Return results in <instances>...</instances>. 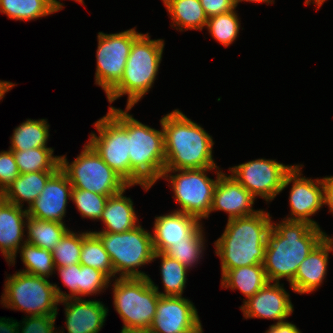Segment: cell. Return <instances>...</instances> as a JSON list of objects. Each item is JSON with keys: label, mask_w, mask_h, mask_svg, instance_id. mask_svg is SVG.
Instances as JSON below:
<instances>
[{"label": "cell", "mask_w": 333, "mask_h": 333, "mask_svg": "<svg viewBox=\"0 0 333 333\" xmlns=\"http://www.w3.org/2000/svg\"><path fill=\"white\" fill-rule=\"evenodd\" d=\"M321 229L303 221H272L263 263L268 281L280 283L284 278L290 284L299 265L327 235Z\"/></svg>", "instance_id": "1"}, {"label": "cell", "mask_w": 333, "mask_h": 333, "mask_svg": "<svg viewBox=\"0 0 333 333\" xmlns=\"http://www.w3.org/2000/svg\"><path fill=\"white\" fill-rule=\"evenodd\" d=\"M272 216L264 209L227 220L221 236L215 240V254L221 261V277L229 270L263 264Z\"/></svg>", "instance_id": "2"}, {"label": "cell", "mask_w": 333, "mask_h": 333, "mask_svg": "<svg viewBox=\"0 0 333 333\" xmlns=\"http://www.w3.org/2000/svg\"><path fill=\"white\" fill-rule=\"evenodd\" d=\"M164 133V169L219 168L213 158V137L181 110L160 119Z\"/></svg>", "instance_id": "3"}, {"label": "cell", "mask_w": 333, "mask_h": 333, "mask_svg": "<svg viewBox=\"0 0 333 333\" xmlns=\"http://www.w3.org/2000/svg\"><path fill=\"white\" fill-rule=\"evenodd\" d=\"M164 39L141 33L131 46L123 77L106 95L110 104L127 95L126 107H134L153 87L162 61Z\"/></svg>", "instance_id": "4"}, {"label": "cell", "mask_w": 333, "mask_h": 333, "mask_svg": "<svg viewBox=\"0 0 333 333\" xmlns=\"http://www.w3.org/2000/svg\"><path fill=\"white\" fill-rule=\"evenodd\" d=\"M131 109L132 107H125V110H122L110 105L108 113L93 125L99 135L91 132L87 143L129 185H140L148 191L151 187L143 185L130 172L128 112Z\"/></svg>", "instance_id": "5"}, {"label": "cell", "mask_w": 333, "mask_h": 333, "mask_svg": "<svg viewBox=\"0 0 333 333\" xmlns=\"http://www.w3.org/2000/svg\"><path fill=\"white\" fill-rule=\"evenodd\" d=\"M110 255L115 278H145L139 270L152 263L155 254L152 234L140 224L122 233L93 232ZM116 274L119 276H116Z\"/></svg>", "instance_id": "6"}, {"label": "cell", "mask_w": 333, "mask_h": 333, "mask_svg": "<svg viewBox=\"0 0 333 333\" xmlns=\"http://www.w3.org/2000/svg\"><path fill=\"white\" fill-rule=\"evenodd\" d=\"M209 171H215L216 179L207 176ZM222 173L221 168L164 169L161 179L168 181L172 197L180 206L174 211L193 215L202 222L210 217L214 189Z\"/></svg>", "instance_id": "7"}, {"label": "cell", "mask_w": 333, "mask_h": 333, "mask_svg": "<svg viewBox=\"0 0 333 333\" xmlns=\"http://www.w3.org/2000/svg\"><path fill=\"white\" fill-rule=\"evenodd\" d=\"M130 172L143 184L152 187L165 167L164 133L143 124L128 113Z\"/></svg>", "instance_id": "8"}, {"label": "cell", "mask_w": 333, "mask_h": 333, "mask_svg": "<svg viewBox=\"0 0 333 333\" xmlns=\"http://www.w3.org/2000/svg\"><path fill=\"white\" fill-rule=\"evenodd\" d=\"M0 303L26 316L57 315L59 299L53 282L46 277L15 271L6 276Z\"/></svg>", "instance_id": "9"}, {"label": "cell", "mask_w": 333, "mask_h": 333, "mask_svg": "<svg viewBox=\"0 0 333 333\" xmlns=\"http://www.w3.org/2000/svg\"><path fill=\"white\" fill-rule=\"evenodd\" d=\"M60 168L68 176L73 188L110 197L132 187L111 169L87 142L71 163L66 155H61Z\"/></svg>", "instance_id": "10"}, {"label": "cell", "mask_w": 333, "mask_h": 333, "mask_svg": "<svg viewBox=\"0 0 333 333\" xmlns=\"http://www.w3.org/2000/svg\"><path fill=\"white\" fill-rule=\"evenodd\" d=\"M109 286L113 287L114 310L122 319L123 327L150 328L160 295L148 277L115 278Z\"/></svg>", "instance_id": "11"}, {"label": "cell", "mask_w": 333, "mask_h": 333, "mask_svg": "<svg viewBox=\"0 0 333 333\" xmlns=\"http://www.w3.org/2000/svg\"><path fill=\"white\" fill-rule=\"evenodd\" d=\"M141 34L135 28L119 33L98 32L95 85L107 95L121 80L133 41Z\"/></svg>", "instance_id": "12"}, {"label": "cell", "mask_w": 333, "mask_h": 333, "mask_svg": "<svg viewBox=\"0 0 333 333\" xmlns=\"http://www.w3.org/2000/svg\"><path fill=\"white\" fill-rule=\"evenodd\" d=\"M293 166L276 159L258 158L229 167V171L255 198L259 196L268 204L281 193L285 175Z\"/></svg>", "instance_id": "13"}, {"label": "cell", "mask_w": 333, "mask_h": 333, "mask_svg": "<svg viewBox=\"0 0 333 333\" xmlns=\"http://www.w3.org/2000/svg\"><path fill=\"white\" fill-rule=\"evenodd\" d=\"M303 164H294L285 175L281 192L291 185L289 192L290 215L284 219L289 221L308 222L320 227L318 222L311 219L324 206L322 178L311 179L302 174Z\"/></svg>", "instance_id": "14"}, {"label": "cell", "mask_w": 333, "mask_h": 333, "mask_svg": "<svg viewBox=\"0 0 333 333\" xmlns=\"http://www.w3.org/2000/svg\"><path fill=\"white\" fill-rule=\"evenodd\" d=\"M152 333H204L197 308L183 296H160Z\"/></svg>", "instance_id": "15"}, {"label": "cell", "mask_w": 333, "mask_h": 333, "mask_svg": "<svg viewBox=\"0 0 333 333\" xmlns=\"http://www.w3.org/2000/svg\"><path fill=\"white\" fill-rule=\"evenodd\" d=\"M72 185L59 168L47 181L38 198L27 208L28 216L65 224L68 200L72 199Z\"/></svg>", "instance_id": "16"}, {"label": "cell", "mask_w": 333, "mask_h": 333, "mask_svg": "<svg viewBox=\"0 0 333 333\" xmlns=\"http://www.w3.org/2000/svg\"><path fill=\"white\" fill-rule=\"evenodd\" d=\"M290 294L284 283L268 282L256 294L243 302L239 308L245 319H270L281 323L286 321L294 311Z\"/></svg>", "instance_id": "17"}, {"label": "cell", "mask_w": 333, "mask_h": 333, "mask_svg": "<svg viewBox=\"0 0 333 333\" xmlns=\"http://www.w3.org/2000/svg\"><path fill=\"white\" fill-rule=\"evenodd\" d=\"M64 305L65 327L67 333H99L105 325L108 307L100 300L70 298L59 301ZM59 328L58 333H63ZM65 333V332H64Z\"/></svg>", "instance_id": "18"}, {"label": "cell", "mask_w": 333, "mask_h": 333, "mask_svg": "<svg viewBox=\"0 0 333 333\" xmlns=\"http://www.w3.org/2000/svg\"><path fill=\"white\" fill-rule=\"evenodd\" d=\"M256 198L244 188L233 176L222 173L215 186L210 214L214 211H224L228 220L250 216L259 210H254Z\"/></svg>", "instance_id": "19"}, {"label": "cell", "mask_w": 333, "mask_h": 333, "mask_svg": "<svg viewBox=\"0 0 333 333\" xmlns=\"http://www.w3.org/2000/svg\"><path fill=\"white\" fill-rule=\"evenodd\" d=\"M23 208L0 196V251L9 266L15 265L17 252L26 243L28 212Z\"/></svg>", "instance_id": "20"}, {"label": "cell", "mask_w": 333, "mask_h": 333, "mask_svg": "<svg viewBox=\"0 0 333 333\" xmlns=\"http://www.w3.org/2000/svg\"><path fill=\"white\" fill-rule=\"evenodd\" d=\"M332 251L333 242L327 234L299 265L294 280L289 284L290 289L300 295L318 290L326 278Z\"/></svg>", "instance_id": "21"}, {"label": "cell", "mask_w": 333, "mask_h": 333, "mask_svg": "<svg viewBox=\"0 0 333 333\" xmlns=\"http://www.w3.org/2000/svg\"><path fill=\"white\" fill-rule=\"evenodd\" d=\"M202 222L195 216L183 212L155 216L153 225V247L155 252L164 253L172 244L185 242V239Z\"/></svg>", "instance_id": "22"}, {"label": "cell", "mask_w": 333, "mask_h": 333, "mask_svg": "<svg viewBox=\"0 0 333 333\" xmlns=\"http://www.w3.org/2000/svg\"><path fill=\"white\" fill-rule=\"evenodd\" d=\"M125 191L108 197L100 218L104 229L91 232L122 233L140 225L133 200L124 196Z\"/></svg>", "instance_id": "23"}, {"label": "cell", "mask_w": 333, "mask_h": 333, "mask_svg": "<svg viewBox=\"0 0 333 333\" xmlns=\"http://www.w3.org/2000/svg\"><path fill=\"white\" fill-rule=\"evenodd\" d=\"M56 171H37L20 174L0 195L5 201L28 208L41 194L49 178Z\"/></svg>", "instance_id": "24"}, {"label": "cell", "mask_w": 333, "mask_h": 333, "mask_svg": "<svg viewBox=\"0 0 333 333\" xmlns=\"http://www.w3.org/2000/svg\"><path fill=\"white\" fill-rule=\"evenodd\" d=\"M177 31L200 30L206 27L208 17L200 0H162Z\"/></svg>", "instance_id": "25"}, {"label": "cell", "mask_w": 333, "mask_h": 333, "mask_svg": "<svg viewBox=\"0 0 333 333\" xmlns=\"http://www.w3.org/2000/svg\"><path fill=\"white\" fill-rule=\"evenodd\" d=\"M268 282L263 264H256L229 269L221 277V288L239 290L245 296L244 302Z\"/></svg>", "instance_id": "26"}, {"label": "cell", "mask_w": 333, "mask_h": 333, "mask_svg": "<svg viewBox=\"0 0 333 333\" xmlns=\"http://www.w3.org/2000/svg\"><path fill=\"white\" fill-rule=\"evenodd\" d=\"M47 119H26L13 130L9 149L26 151L33 148H51L47 146L50 136Z\"/></svg>", "instance_id": "27"}, {"label": "cell", "mask_w": 333, "mask_h": 333, "mask_svg": "<svg viewBox=\"0 0 333 333\" xmlns=\"http://www.w3.org/2000/svg\"><path fill=\"white\" fill-rule=\"evenodd\" d=\"M158 258H160L161 262L159 267L164 292L159 291V286L148 277L150 284L160 296H182L186 288L189 269L165 253L155 252L152 262Z\"/></svg>", "instance_id": "28"}, {"label": "cell", "mask_w": 333, "mask_h": 333, "mask_svg": "<svg viewBox=\"0 0 333 333\" xmlns=\"http://www.w3.org/2000/svg\"><path fill=\"white\" fill-rule=\"evenodd\" d=\"M60 10L54 0H0V13L16 21H35Z\"/></svg>", "instance_id": "29"}, {"label": "cell", "mask_w": 333, "mask_h": 333, "mask_svg": "<svg viewBox=\"0 0 333 333\" xmlns=\"http://www.w3.org/2000/svg\"><path fill=\"white\" fill-rule=\"evenodd\" d=\"M66 224L39 220L28 216L26 221V243L52 250L70 229Z\"/></svg>", "instance_id": "30"}, {"label": "cell", "mask_w": 333, "mask_h": 333, "mask_svg": "<svg viewBox=\"0 0 333 333\" xmlns=\"http://www.w3.org/2000/svg\"><path fill=\"white\" fill-rule=\"evenodd\" d=\"M201 223L186 239L185 242L172 244L164 253L176 259L189 270L199 264L204 256L206 237Z\"/></svg>", "instance_id": "31"}, {"label": "cell", "mask_w": 333, "mask_h": 333, "mask_svg": "<svg viewBox=\"0 0 333 333\" xmlns=\"http://www.w3.org/2000/svg\"><path fill=\"white\" fill-rule=\"evenodd\" d=\"M79 263L102 271L111 280L115 279L110 255L103 247L100 239L88 230L82 232V249Z\"/></svg>", "instance_id": "32"}, {"label": "cell", "mask_w": 333, "mask_h": 333, "mask_svg": "<svg viewBox=\"0 0 333 333\" xmlns=\"http://www.w3.org/2000/svg\"><path fill=\"white\" fill-rule=\"evenodd\" d=\"M20 174L37 171H57L60 156H55L53 148H33L26 151H13Z\"/></svg>", "instance_id": "33"}, {"label": "cell", "mask_w": 333, "mask_h": 333, "mask_svg": "<svg viewBox=\"0 0 333 333\" xmlns=\"http://www.w3.org/2000/svg\"><path fill=\"white\" fill-rule=\"evenodd\" d=\"M25 269L23 273L50 278L56 274L53 255L50 250L24 243L19 251Z\"/></svg>", "instance_id": "34"}, {"label": "cell", "mask_w": 333, "mask_h": 333, "mask_svg": "<svg viewBox=\"0 0 333 333\" xmlns=\"http://www.w3.org/2000/svg\"><path fill=\"white\" fill-rule=\"evenodd\" d=\"M240 22L241 20L235 8L230 12L209 17L206 28L214 40L224 47H228L239 37Z\"/></svg>", "instance_id": "35"}, {"label": "cell", "mask_w": 333, "mask_h": 333, "mask_svg": "<svg viewBox=\"0 0 333 333\" xmlns=\"http://www.w3.org/2000/svg\"><path fill=\"white\" fill-rule=\"evenodd\" d=\"M82 249V231L68 230L58 244L51 250L55 268L78 264Z\"/></svg>", "instance_id": "36"}, {"label": "cell", "mask_w": 333, "mask_h": 333, "mask_svg": "<svg viewBox=\"0 0 333 333\" xmlns=\"http://www.w3.org/2000/svg\"><path fill=\"white\" fill-rule=\"evenodd\" d=\"M109 196L73 188L71 201L75 204L81 218L100 221Z\"/></svg>", "instance_id": "37"}, {"label": "cell", "mask_w": 333, "mask_h": 333, "mask_svg": "<svg viewBox=\"0 0 333 333\" xmlns=\"http://www.w3.org/2000/svg\"><path fill=\"white\" fill-rule=\"evenodd\" d=\"M111 279L102 271L80 264L78 298L101 294L109 287Z\"/></svg>", "instance_id": "38"}, {"label": "cell", "mask_w": 333, "mask_h": 333, "mask_svg": "<svg viewBox=\"0 0 333 333\" xmlns=\"http://www.w3.org/2000/svg\"><path fill=\"white\" fill-rule=\"evenodd\" d=\"M63 285L69 289V293L63 292L58 284L53 283L59 301L70 298H78V285H80V263L73 264L62 268H55V270Z\"/></svg>", "instance_id": "39"}, {"label": "cell", "mask_w": 333, "mask_h": 333, "mask_svg": "<svg viewBox=\"0 0 333 333\" xmlns=\"http://www.w3.org/2000/svg\"><path fill=\"white\" fill-rule=\"evenodd\" d=\"M57 315L25 316L18 322V333H58L55 328Z\"/></svg>", "instance_id": "40"}, {"label": "cell", "mask_w": 333, "mask_h": 333, "mask_svg": "<svg viewBox=\"0 0 333 333\" xmlns=\"http://www.w3.org/2000/svg\"><path fill=\"white\" fill-rule=\"evenodd\" d=\"M20 175L12 150L0 151V195Z\"/></svg>", "instance_id": "41"}, {"label": "cell", "mask_w": 333, "mask_h": 333, "mask_svg": "<svg viewBox=\"0 0 333 333\" xmlns=\"http://www.w3.org/2000/svg\"><path fill=\"white\" fill-rule=\"evenodd\" d=\"M200 3L208 18L237 8L235 0H200Z\"/></svg>", "instance_id": "42"}, {"label": "cell", "mask_w": 333, "mask_h": 333, "mask_svg": "<svg viewBox=\"0 0 333 333\" xmlns=\"http://www.w3.org/2000/svg\"><path fill=\"white\" fill-rule=\"evenodd\" d=\"M324 205L329 207V213L333 215V176L322 178Z\"/></svg>", "instance_id": "43"}, {"label": "cell", "mask_w": 333, "mask_h": 333, "mask_svg": "<svg viewBox=\"0 0 333 333\" xmlns=\"http://www.w3.org/2000/svg\"><path fill=\"white\" fill-rule=\"evenodd\" d=\"M265 333H302L299 328L289 321H284L281 323H274L270 325Z\"/></svg>", "instance_id": "44"}, {"label": "cell", "mask_w": 333, "mask_h": 333, "mask_svg": "<svg viewBox=\"0 0 333 333\" xmlns=\"http://www.w3.org/2000/svg\"><path fill=\"white\" fill-rule=\"evenodd\" d=\"M0 333H18V322L13 318L0 317Z\"/></svg>", "instance_id": "45"}, {"label": "cell", "mask_w": 333, "mask_h": 333, "mask_svg": "<svg viewBox=\"0 0 333 333\" xmlns=\"http://www.w3.org/2000/svg\"><path fill=\"white\" fill-rule=\"evenodd\" d=\"M120 333H152L150 328L122 327Z\"/></svg>", "instance_id": "46"}, {"label": "cell", "mask_w": 333, "mask_h": 333, "mask_svg": "<svg viewBox=\"0 0 333 333\" xmlns=\"http://www.w3.org/2000/svg\"><path fill=\"white\" fill-rule=\"evenodd\" d=\"M244 2V1H246V2H253V3H266L267 5H269V4H274V0H235V3H236V6H238V4L239 3H241V2Z\"/></svg>", "instance_id": "47"}, {"label": "cell", "mask_w": 333, "mask_h": 333, "mask_svg": "<svg viewBox=\"0 0 333 333\" xmlns=\"http://www.w3.org/2000/svg\"><path fill=\"white\" fill-rule=\"evenodd\" d=\"M325 1L326 0H305L304 4L308 6L310 3H312L313 5H316L315 10H319Z\"/></svg>", "instance_id": "48"}, {"label": "cell", "mask_w": 333, "mask_h": 333, "mask_svg": "<svg viewBox=\"0 0 333 333\" xmlns=\"http://www.w3.org/2000/svg\"><path fill=\"white\" fill-rule=\"evenodd\" d=\"M62 9H63V7H65L64 6V3H61L59 0H54ZM75 2H78V3H81V4H83L84 6H85V2H84V0H74Z\"/></svg>", "instance_id": "49"}]
</instances>
